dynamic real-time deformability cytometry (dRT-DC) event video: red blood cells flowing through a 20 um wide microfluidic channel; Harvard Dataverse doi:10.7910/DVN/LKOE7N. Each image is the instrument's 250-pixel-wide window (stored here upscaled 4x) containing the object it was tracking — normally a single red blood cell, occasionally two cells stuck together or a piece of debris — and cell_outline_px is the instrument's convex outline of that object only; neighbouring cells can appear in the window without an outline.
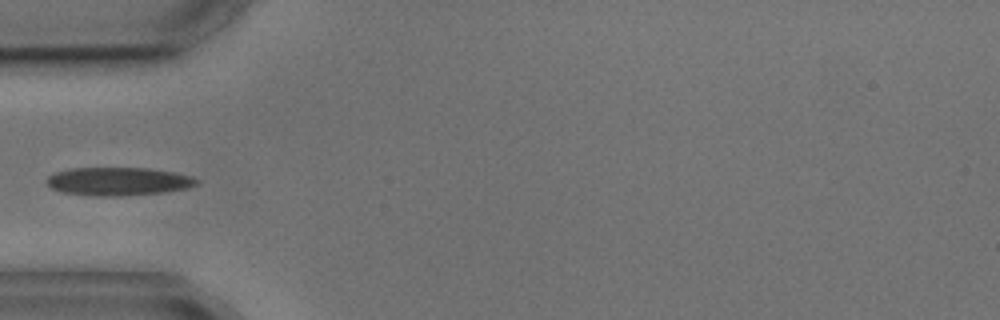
{"species": "common noctule bat (a hibernating species)", "species_latin": "Nyctalus noctula", "temperature_condition": "cold", "stored_images_in_passage": 4, "camera_frame_rate_fps": 3000, "um_per_image_px": 0.085, "animal": {"sex": "male", "body_mass_g": 17.9, "forearm_length_mm": 54.2}, "frame": {"image": 1, "passage_image": 4, "time_ms": 4.333, "image_size_px": [1000, 320], "cell_outline_px": [[200, 184], [188, 188], [164, 192], [120, 196], [96, 196], [60, 192], [52, 188], [44, 180], [48, 176], [56, 172], [68, 168], [148, 168], [172, 172], [192, 176], [200, 180]], "centroid_in_image_um": [10.06, 15.42], "position_along_channel_um": 74.9, "area_um2": 24.85}}